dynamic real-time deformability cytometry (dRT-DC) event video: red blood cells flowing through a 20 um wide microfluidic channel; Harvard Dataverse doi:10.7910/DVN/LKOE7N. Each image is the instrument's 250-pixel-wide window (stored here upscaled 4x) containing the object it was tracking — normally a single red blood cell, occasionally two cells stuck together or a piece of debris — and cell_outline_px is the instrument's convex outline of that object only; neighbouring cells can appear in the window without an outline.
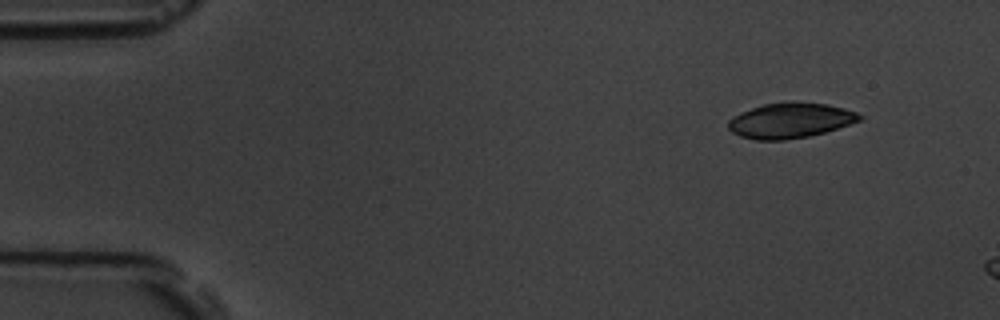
{"species": "common noctule bat (a hibernating species)", "species_latin": "Nyctalus noctula", "temperature_condition": "room temperature", "stored_images_in_passage": 3, "camera_frame_rate_fps": 3000, "um_per_image_px": 0.085, "animal": {"sex": "male", "body_mass_g": 19.5, "forearm_length_mm": 54.6}, "frame": {"image": 1, "passage_image": 1, "time_ms": 0.0, "image_size_px": [1000, 320], "cell_outline_px": [[864, 116], [860, 120], [824, 132], [808, 136], [784, 140], [756, 140], [740, 136], [732, 132], [728, 128], [728, 120], [732, 116], [752, 108], [764, 104], [784, 100], [828, 104], [844, 108], [856, 112]], "centroid_in_image_um": [67.14, 10.22], "position_along_channel_um": 17.9, "area_um2": 27.05}}